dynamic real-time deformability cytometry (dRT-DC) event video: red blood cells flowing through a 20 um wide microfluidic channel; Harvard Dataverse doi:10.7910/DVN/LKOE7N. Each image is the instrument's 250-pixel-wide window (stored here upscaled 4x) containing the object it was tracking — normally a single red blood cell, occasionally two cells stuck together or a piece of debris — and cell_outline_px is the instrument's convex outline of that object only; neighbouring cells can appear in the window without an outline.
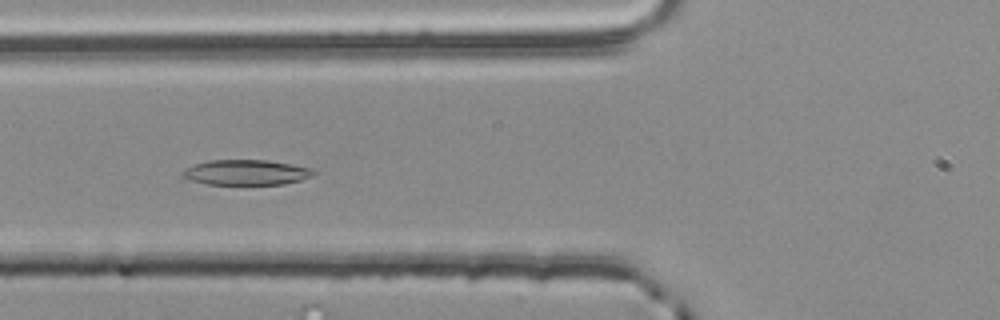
{"species": "common noctule bat (a hibernating species)", "species_latin": "Nyctalus noctula", "temperature_condition": "room temperature", "stored_images_in_passage": 55, "camera_frame_rate_fps": 3000, "um_per_image_px": 0.085, "animal": {"sex": "male", "body_mass_g": 20.4}, "frame": {"image": 1, "passage_image": 21, "time_ms": 6.667, "image_size_px": [1000, 320], "cell_outline_px": [[316, 172], [312, 176], [300, 180], [284, 184], [208, 184], [192, 180], [180, 176], [180, 172], [184, 168], [192, 164], [208, 160], [268, 160], [292, 164], [312, 168]], "centroid_in_image_um": [20.89, 14.64], "position_along_channel_um": 104.9, "area_um2": 19.42}}
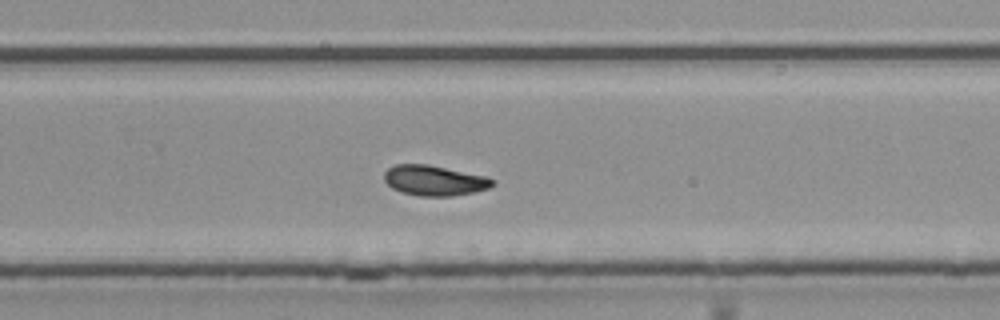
{"frame": {"image": 2, "passage_image": 36, "time_ms": 11.667, "image_size_px": [1000, 320], "cell_outline_px": [[496, 184], [488, 188], [472, 192], [452, 196], [420, 196], [400, 192], [392, 188], [384, 180], [384, 172], [388, 168], [396, 164], [428, 164], [484, 176], [492, 180]], "centroid_in_image_um": [36.87, 15.34], "position_along_channel_um": 292.9, "area_um2": 18.96}}
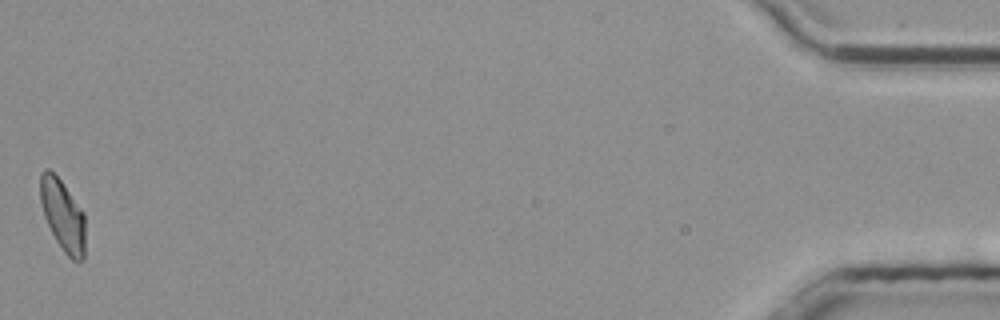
{"frame": {"image": 3, "passage_image": 55, "time_ms": 18.0, "image_size_px": [1000, 320], "cell_outline_px": [[84, 260], [72, 260], [64, 252], [56, 240], [44, 216], [40, 200], [40, 172], [48, 168], [60, 180], [84, 212]], "centroid_in_image_um": [5.33, 18.3], "position_along_channel_um": 429.9, "area_um2": 18.44}, "authors_computed_cell_mechanics": {"area_um2": 19.1896, "velocity_mm_per_s": 3.7609, "shape_relaxation_time_tau1_ms": 6.3777, "shape_relaxation_time_tau2_ms": 5.8924, "deformation_change_tau1": 0.153, "deformation_change_tau2": 0.1027}}